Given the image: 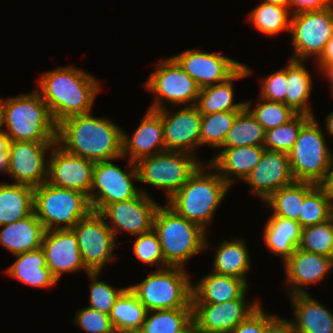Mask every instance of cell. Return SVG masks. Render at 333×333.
I'll list each match as a JSON object with an SVG mask.
<instances>
[{"mask_svg":"<svg viewBox=\"0 0 333 333\" xmlns=\"http://www.w3.org/2000/svg\"><path fill=\"white\" fill-rule=\"evenodd\" d=\"M123 129L92 113L74 115L57 125V143L67 152L93 162L119 160ZM119 158V159H118Z\"/></svg>","mask_w":333,"mask_h":333,"instance_id":"cell-1","label":"cell"},{"mask_svg":"<svg viewBox=\"0 0 333 333\" xmlns=\"http://www.w3.org/2000/svg\"><path fill=\"white\" fill-rule=\"evenodd\" d=\"M93 75L74 66L61 67L43 73L36 91L48 105L55 123L74 115L92 111L95 97L101 89Z\"/></svg>","mask_w":333,"mask_h":333,"instance_id":"cell-2","label":"cell"},{"mask_svg":"<svg viewBox=\"0 0 333 333\" xmlns=\"http://www.w3.org/2000/svg\"><path fill=\"white\" fill-rule=\"evenodd\" d=\"M205 164L201 163L186 183L165 203L179 216L207 232V226L230 186L210 163ZM209 168L213 170L205 173Z\"/></svg>","mask_w":333,"mask_h":333,"instance_id":"cell-3","label":"cell"},{"mask_svg":"<svg viewBox=\"0 0 333 333\" xmlns=\"http://www.w3.org/2000/svg\"><path fill=\"white\" fill-rule=\"evenodd\" d=\"M1 129L16 141H57V124L48 105L34 90L4 99L0 97Z\"/></svg>","mask_w":333,"mask_h":333,"instance_id":"cell-4","label":"cell"},{"mask_svg":"<svg viewBox=\"0 0 333 333\" xmlns=\"http://www.w3.org/2000/svg\"><path fill=\"white\" fill-rule=\"evenodd\" d=\"M153 230L159 237L164 260L169 267L184 268L186 261L209 246L206 231L179 216L167 204L157 208Z\"/></svg>","mask_w":333,"mask_h":333,"instance_id":"cell-5","label":"cell"},{"mask_svg":"<svg viewBox=\"0 0 333 333\" xmlns=\"http://www.w3.org/2000/svg\"><path fill=\"white\" fill-rule=\"evenodd\" d=\"M128 287L147 311L192 308V282L181 267L150 271L143 281Z\"/></svg>","mask_w":333,"mask_h":333,"instance_id":"cell-6","label":"cell"},{"mask_svg":"<svg viewBox=\"0 0 333 333\" xmlns=\"http://www.w3.org/2000/svg\"><path fill=\"white\" fill-rule=\"evenodd\" d=\"M33 212L46 231L65 230L86 218L92 208L85 193L44 182L34 188Z\"/></svg>","mask_w":333,"mask_h":333,"instance_id":"cell-7","label":"cell"},{"mask_svg":"<svg viewBox=\"0 0 333 333\" xmlns=\"http://www.w3.org/2000/svg\"><path fill=\"white\" fill-rule=\"evenodd\" d=\"M316 117H312L300 130L289 155L290 168L295 181L319 185L326 177L333 152Z\"/></svg>","mask_w":333,"mask_h":333,"instance_id":"cell-8","label":"cell"},{"mask_svg":"<svg viewBox=\"0 0 333 333\" xmlns=\"http://www.w3.org/2000/svg\"><path fill=\"white\" fill-rule=\"evenodd\" d=\"M203 161L180 151H164L137 163L138 181L165 190L166 202L186 183Z\"/></svg>","mask_w":333,"mask_h":333,"instance_id":"cell-9","label":"cell"},{"mask_svg":"<svg viewBox=\"0 0 333 333\" xmlns=\"http://www.w3.org/2000/svg\"><path fill=\"white\" fill-rule=\"evenodd\" d=\"M145 83V88L154 94L148 108L152 110L164 109L165 101L173 107L196 105L201 89L172 56L159 62Z\"/></svg>","mask_w":333,"mask_h":333,"instance_id":"cell-10","label":"cell"},{"mask_svg":"<svg viewBox=\"0 0 333 333\" xmlns=\"http://www.w3.org/2000/svg\"><path fill=\"white\" fill-rule=\"evenodd\" d=\"M112 161L95 162L93 184L88 195L93 212L99 213L108 204L133 199L140 192L149 194L134 186L133 181H138L136 163L129 160V165L123 168H130L124 171Z\"/></svg>","mask_w":333,"mask_h":333,"instance_id":"cell-11","label":"cell"},{"mask_svg":"<svg viewBox=\"0 0 333 333\" xmlns=\"http://www.w3.org/2000/svg\"><path fill=\"white\" fill-rule=\"evenodd\" d=\"M290 34L294 54L289 59L303 61L321 56L333 36V5L323 10L291 16Z\"/></svg>","mask_w":333,"mask_h":333,"instance_id":"cell-12","label":"cell"},{"mask_svg":"<svg viewBox=\"0 0 333 333\" xmlns=\"http://www.w3.org/2000/svg\"><path fill=\"white\" fill-rule=\"evenodd\" d=\"M78 240L81 257L90 272H101L104 265L116 260L113 250L116 238L97 212H91L72 228Z\"/></svg>","mask_w":333,"mask_h":333,"instance_id":"cell-13","label":"cell"},{"mask_svg":"<svg viewBox=\"0 0 333 333\" xmlns=\"http://www.w3.org/2000/svg\"><path fill=\"white\" fill-rule=\"evenodd\" d=\"M57 141H16L9 144L7 175L15 183L33 188L47 182L48 159L46 153ZM49 150V151H48Z\"/></svg>","mask_w":333,"mask_h":333,"instance_id":"cell-14","label":"cell"},{"mask_svg":"<svg viewBox=\"0 0 333 333\" xmlns=\"http://www.w3.org/2000/svg\"><path fill=\"white\" fill-rule=\"evenodd\" d=\"M159 206L148 194L140 192L133 199L106 205L99 214L115 238L120 231L137 236L153 229L154 215Z\"/></svg>","mask_w":333,"mask_h":333,"instance_id":"cell-15","label":"cell"},{"mask_svg":"<svg viewBox=\"0 0 333 333\" xmlns=\"http://www.w3.org/2000/svg\"><path fill=\"white\" fill-rule=\"evenodd\" d=\"M49 157L48 183L89 195L95 162L67 152L57 142L51 148Z\"/></svg>","mask_w":333,"mask_h":333,"instance_id":"cell-16","label":"cell"},{"mask_svg":"<svg viewBox=\"0 0 333 333\" xmlns=\"http://www.w3.org/2000/svg\"><path fill=\"white\" fill-rule=\"evenodd\" d=\"M247 302L246 295L218 304L192 303V319L201 333H230L259 306Z\"/></svg>","mask_w":333,"mask_h":333,"instance_id":"cell-17","label":"cell"},{"mask_svg":"<svg viewBox=\"0 0 333 333\" xmlns=\"http://www.w3.org/2000/svg\"><path fill=\"white\" fill-rule=\"evenodd\" d=\"M172 57L200 88L226 81L244 64L219 53L195 48Z\"/></svg>","mask_w":333,"mask_h":333,"instance_id":"cell-18","label":"cell"},{"mask_svg":"<svg viewBox=\"0 0 333 333\" xmlns=\"http://www.w3.org/2000/svg\"><path fill=\"white\" fill-rule=\"evenodd\" d=\"M161 114L166 151H180L194 156L200 146L202 114L196 105L185 106L177 111L157 110Z\"/></svg>","mask_w":333,"mask_h":333,"instance_id":"cell-19","label":"cell"},{"mask_svg":"<svg viewBox=\"0 0 333 333\" xmlns=\"http://www.w3.org/2000/svg\"><path fill=\"white\" fill-rule=\"evenodd\" d=\"M243 182L249 184L253 194L264 202L275 191L295 182L289 155L265 149L260 161Z\"/></svg>","mask_w":333,"mask_h":333,"instance_id":"cell-20","label":"cell"},{"mask_svg":"<svg viewBox=\"0 0 333 333\" xmlns=\"http://www.w3.org/2000/svg\"><path fill=\"white\" fill-rule=\"evenodd\" d=\"M41 248L45 254L46 266L57 281L65 272L84 269L87 274L90 273L83 263L78 240L72 229L46 231Z\"/></svg>","mask_w":333,"mask_h":333,"instance_id":"cell-21","label":"cell"},{"mask_svg":"<svg viewBox=\"0 0 333 333\" xmlns=\"http://www.w3.org/2000/svg\"><path fill=\"white\" fill-rule=\"evenodd\" d=\"M283 265L290 286L287 295L308 294L303 287L322 281L333 268V259L297 248Z\"/></svg>","mask_w":333,"mask_h":333,"instance_id":"cell-22","label":"cell"},{"mask_svg":"<svg viewBox=\"0 0 333 333\" xmlns=\"http://www.w3.org/2000/svg\"><path fill=\"white\" fill-rule=\"evenodd\" d=\"M166 151L161 114L148 109L134 134L123 131L122 156L137 163L140 159Z\"/></svg>","mask_w":333,"mask_h":333,"instance_id":"cell-23","label":"cell"},{"mask_svg":"<svg viewBox=\"0 0 333 333\" xmlns=\"http://www.w3.org/2000/svg\"><path fill=\"white\" fill-rule=\"evenodd\" d=\"M208 162L217 170L219 175L231 187L236 179L244 181L260 161L264 146L221 147Z\"/></svg>","mask_w":333,"mask_h":333,"instance_id":"cell-24","label":"cell"},{"mask_svg":"<svg viewBox=\"0 0 333 333\" xmlns=\"http://www.w3.org/2000/svg\"><path fill=\"white\" fill-rule=\"evenodd\" d=\"M296 333H333V313L308 294L290 295Z\"/></svg>","mask_w":333,"mask_h":333,"instance_id":"cell-25","label":"cell"},{"mask_svg":"<svg viewBox=\"0 0 333 333\" xmlns=\"http://www.w3.org/2000/svg\"><path fill=\"white\" fill-rule=\"evenodd\" d=\"M249 283L233 276L209 273L192 283V303L218 304L246 294Z\"/></svg>","mask_w":333,"mask_h":333,"instance_id":"cell-26","label":"cell"},{"mask_svg":"<svg viewBox=\"0 0 333 333\" xmlns=\"http://www.w3.org/2000/svg\"><path fill=\"white\" fill-rule=\"evenodd\" d=\"M0 227V245L13 255L41 248L46 232L34 212L21 220Z\"/></svg>","mask_w":333,"mask_h":333,"instance_id":"cell-27","label":"cell"},{"mask_svg":"<svg viewBox=\"0 0 333 333\" xmlns=\"http://www.w3.org/2000/svg\"><path fill=\"white\" fill-rule=\"evenodd\" d=\"M251 68L243 64L226 81L207 86L200 89L196 107L202 115L222 111H242L245 108V101L234 103L233 81L251 75Z\"/></svg>","mask_w":333,"mask_h":333,"instance_id":"cell-28","label":"cell"},{"mask_svg":"<svg viewBox=\"0 0 333 333\" xmlns=\"http://www.w3.org/2000/svg\"><path fill=\"white\" fill-rule=\"evenodd\" d=\"M17 258L7 268L6 273L13 279L39 288H48L57 284V279L46 266L42 248L14 255Z\"/></svg>","mask_w":333,"mask_h":333,"instance_id":"cell-29","label":"cell"},{"mask_svg":"<svg viewBox=\"0 0 333 333\" xmlns=\"http://www.w3.org/2000/svg\"><path fill=\"white\" fill-rule=\"evenodd\" d=\"M263 231L266 247L284 262L294 253L301 241V226L295 220L271 216Z\"/></svg>","mask_w":333,"mask_h":333,"instance_id":"cell-30","label":"cell"},{"mask_svg":"<svg viewBox=\"0 0 333 333\" xmlns=\"http://www.w3.org/2000/svg\"><path fill=\"white\" fill-rule=\"evenodd\" d=\"M34 188L17 183H0V226L33 213Z\"/></svg>","mask_w":333,"mask_h":333,"instance_id":"cell-31","label":"cell"},{"mask_svg":"<svg viewBox=\"0 0 333 333\" xmlns=\"http://www.w3.org/2000/svg\"><path fill=\"white\" fill-rule=\"evenodd\" d=\"M243 239L223 240L217 247L213 261V270L217 274L233 276L248 282L247 272L251 259L248 248Z\"/></svg>","mask_w":333,"mask_h":333,"instance_id":"cell-32","label":"cell"},{"mask_svg":"<svg viewBox=\"0 0 333 333\" xmlns=\"http://www.w3.org/2000/svg\"><path fill=\"white\" fill-rule=\"evenodd\" d=\"M302 62L292 59L287 62L288 87L285 95V104L296 113L314 117L309 102L312 91V77Z\"/></svg>","mask_w":333,"mask_h":333,"instance_id":"cell-33","label":"cell"},{"mask_svg":"<svg viewBox=\"0 0 333 333\" xmlns=\"http://www.w3.org/2000/svg\"><path fill=\"white\" fill-rule=\"evenodd\" d=\"M317 184L311 182L295 181L293 184L275 191L265 203L267 208L273 210L272 216L283 217L297 221L305 196Z\"/></svg>","mask_w":333,"mask_h":333,"instance_id":"cell-34","label":"cell"},{"mask_svg":"<svg viewBox=\"0 0 333 333\" xmlns=\"http://www.w3.org/2000/svg\"><path fill=\"white\" fill-rule=\"evenodd\" d=\"M146 314L145 306L127 286L116 299L109 316L115 330L139 331Z\"/></svg>","mask_w":333,"mask_h":333,"instance_id":"cell-35","label":"cell"},{"mask_svg":"<svg viewBox=\"0 0 333 333\" xmlns=\"http://www.w3.org/2000/svg\"><path fill=\"white\" fill-rule=\"evenodd\" d=\"M248 16L251 24L269 37L278 36L283 31L290 33L292 15L289 7L261 2Z\"/></svg>","mask_w":333,"mask_h":333,"instance_id":"cell-36","label":"cell"},{"mask_svg":"<svg viewBox=\"0 0 333 333\" xmlns=\"http://www.w3.org/2000/svg\"><path fill=\"white\" fill-rule=\"evenodd\" d=\"M265 129L244 108L237 116L227 133L222 147L264 146Z\"/></svg>","mask_w":333,"mask_h":333,"instance_id":"cell-37","label":"cell"},{"mask_svg":"<svg viewBox=\"0 0 333 333\" xmlns=\"http://www.w3.org/2000/svg\"><path fill=\"white\" fill-rule=\"evenodd\" d=\"M192 320V308L147 311L139 333H177Z\"/></svg>","mask_w":333,"mask_h":333,"instance_id":"cell-38","label":"cell"},{"mask_svg":"<svg viewBox=\"0 0 333 333\" xmlns=\"http://www.w3.org/2000/svg\"><path fill=\"white\" fill-rule=\"evenodd\" d=\"M241 111H222L202 115L200 127V146L207 144L213 148H221L227 133L232 128L236 116Z\"/></svg>","mask_w":333,"mask_h":333,"instance_id":"cell-39","label":"cell"},{"mask_svg":"<svg viewBox=\"0 0 333 333\" xmlns=\"http://www.w3.org/2000/svg\"><path fill=\"white\" fill-rule=\"evenodd\" d=\"M311 118L307 114L297 113L287 123L266 131L265 149L289 154L298 138L301 128Z\"/></svg>","mask_w":333,"mask_h":333,"instance_id":"cell-40","label":"cell"},{"mask_svg":"<svg viewBox=\"0 0 333 333\" xmlns=\"http://www.w3.org/2000/svg\"><path fill=\"white\" fill-rule=\"evenodd\" d=\"M332 203L331 197L324 189L316 185L305 196L297 222L304 228L329 220Z\"/></svg>","mask_w":333,"mask_h":333,"instance_id":"cell-41","label":"cell"},{"mask_svg":"<svg viewBox=\"0 0 333 333\" xmlns=\"http://www.w3.org/2000/svg\"><path fill=\"white\" fill-rule=\"evenodd\" d=\"M260 99L259 103H255L253 110L251 109V102L245 101V108L260 123L265 131L287 123L297 114L291 107L282 102Z\"/></svg>","mask_w":333,"mask_h":333,"instance_id":"cell-42","label":"cell"},{"mask_svg":"<svg viewBox=\"0 0 333 333\" xmlns=\"http://www.w3.org/2000/svg\"><path fill=\"white\" fill-rule=\"evenodd\" d=\"M298 248L333 259V227L330 220L302 228Z\"/></svg>","mask_w":333,"mask_h":333,"instance_id":"cell-43","label":"cell"},{"mask_svg":"<svg viewBox=\"0 0 333 333\" xmlns=\"http://www.w3.org/2000/svg\"><path fill=\"white\" fill-rule=\"evenodd\" d=\"M100 272H90L88 276L91 279L90 295H89V306L92 309L98 310L99 312L110 315L111 310L114 306L116 299L120 294L127 288H114L105 281L98 279Z\"/></svg>","mask_w":333,"mask_h":333,"instance_id":"cell-44","label":"cell"},{"mask_svg":"<svg viewBox=\"0 0 333 333\" xmlns=\"http://www.w3.org/2000/svg\"><path fill=\"white\" fill-rule=\"evenodd\" d=\"M133 253L142 263L149 265L159 263L158 266L161 264V267H158L159 269L169 267L164 260L159 237L153 229L147 233L137 235L133 244Z\"/></svg>","mask_w":333,"mask_h":333,"instance_id":"cell-45","label":"cell"},{"mask_svg":"<svg viewBox=\"0 0 333 333\" xmlns=\"http://www.w3.org/2000/svg\"><path fill=\"white\" fill-rule=\"evenodd\" d=\"M74 316L75 325L79 326L86 333H114L115 328L110 316L98 310L86 307L79 309Z\"/></svg>","mask_w":333,"mask_h":333,"instance_id":"cell-46","label":"cell"},{"mask_svg":"<svg viewBox=\"0 0 333 333\" xmlns=\"http://www.w3.org/2000/svg\"><path fill=\"white\" fill-rule=\"evenodd\" d=\"M259 97L285 104L287 91V65L261 80Z\"/></svg>","mask_w":333,"mask_h":333,"instance_id":"cell-47","label":"cell"},{"mask_svg":"<svg viewBox=\"0 0 333 333\" xmlns=\"http://www.w3.org/2000/svg\"><path fill=\"white\" fill-rule=\"evenodd\" d=\"M264 327L265 311H263V307L260 305L230 333H264Z\"/></svg>","mask_w":333,"mask_h":333,"instance_id":"cell-48","label":"cell"},{"mask_svg":"<svg viewBox=\"0 0 333 333\" xmlns=\"http://www.w3.org/2000/svg\"><path fill=\"white\" fill-rule=\"evenodd\" d=\"M333 2L331 0H289V10L293 9L291 15L297 13L319 11L331 7Z\"/></svg>","mask_w":333,"mask_h":333,"instance_id":"cell-49","label":"cell"},{"mask_svg":"<svg viewBox=\"0 0 333 333\" xmlns=\"http://www.w3.org/2000/svg\"><path fill=\"white\" fill-rule=\"evenodd\" d=\"M264 333H296L293 324L286 318L274 317L265 312Z\"/></svg>","mask_w":333,"mask_h":333,"instance_id":"cell-50","label":"cell"},{"mask_svg":"<svg viewBox=\"0 0 333 333\" xmlns=\"http://www.w3.org/2000/svg\"><path fill=\"white\" fill-rule=\"evenodd\" d=\"M9 144H10L9 137L5 134V132L3 130H1L0 131V171L5 172V174H7V169L9 166V155H8Z\"/></svg>","mask_w":333,"mask_h":333,"instance_id":"cell-51","label":"cell"},{"mask_svg":"<svg viewBox=\"0 0 333 333\" xmlns=\"http://www.w3.org/2000/svg\"><path fill=\"white\" fill-rule=\"evenodd\" d=\"M319 69L325 64L333 63V36L328 40L325 45L324 51L321 56L316 60Z\"/></svg>","mask_w":333,"mask_h":333,"instance_id":"cell-52","label":"cell"},{"mask_svg":"<svg viewBox=\"0 0 333 333\" xmlns=\"http://www.w3.org/2000/svg\"><path fill=\"white\" fill-rule=\"evenodd\" d=\"M333 201V157L325 179L319 184Z\"/></svg>","mask_w":333,"mask_h":333,"instance_id":"cell-53","label":"cell"},{"mask_svg":"<svg viewBox=\"0 0 333 333\" xmlns=\"http://www.w3.org/2000/svg\"><path fill=\"white\" fill-rule=\"evenodd\" d=\"M322 70V74L327 76V80L330 83V91H331V96L333 95V63L332 64H325L323 65L319 71Z\"/></svg>","mask_w":333,"mask_h":333,"instance_id":"cell-54","label":"cell"},{"mask_svg":"<svg viewBox=\"0 0 333 333\" xmlns=\"http://www.w3.org/2000/svg\"><path fill=\"white\" fill-rule=\"evenodd\" d=\"M177 333H201V332L198 330L197 324L192 319L183 329H181Z\"/></svg>","mask_w":333,"mask_h":333,"instance_id":"cell-55","label":"cell"},{"mask_svg":"<svg viewBox=\"0 0 333 333\" xmlns=\"http://www.w3.org/2000/svg\"><path fill=\"white\" fill-rule=\"evenodd\" d=\"M325 124L328 134L330 136H333V112L329 113V115L326 116Z\"/></svg>","mask_w":333,"mask_h":333,"instance_id":"cell-56","label":"cell"},{"mask_svg":"<svg viewBox=\"0 0 333 333\" xmlns=\"http://www.w3.org/2000/svg\"><path fill=\"white\" fill-rule=\"evenodd\" d=\"M262 2L288 7L289 0H262Z\"/></svg>","mask_w":333,"mask_h":333,"instance_id":"cell-57","label":"cell"},{"mask_svg":"<svg viewBox=\"0 0 333 333\" xmlns=\"http://www.w3.org/2000/svg\"><path fill=\"white\" fill-rule=\"evenodd\" d=\"M329 220L332 224V227H333V203H332V206L330 208V217H329Z\"/></svg>","mask_w":333,"mask_h":333,"instance_id":"cell-58","label":"cell"},{"mask_svg":"<svg viewBox=\"0 0 333 333\" xmlns=\"http://www.w3.org/2000/svg\"><path fill=\"white\" fill-rule=\"evenodd\" d=\"M114 333H139V331H120V330H115Z\"/></svg>","mask_w":333,"mask_h":333,"instance_id":"cell-59","label":"cell"},{"mask_svg":"<svg viewBox=\"0 0 333 333\" xmlns=\"http://www.w3.org/2000/svg\"><path fill=\"white\" fill-rule=\"evenodd\" d=\"M2 129H1V114H0V131H1Z\"/></svg>","mask_w":333,"mask_h":333,"instance_id":"cell-60","label":"cell"}]
</instances>
